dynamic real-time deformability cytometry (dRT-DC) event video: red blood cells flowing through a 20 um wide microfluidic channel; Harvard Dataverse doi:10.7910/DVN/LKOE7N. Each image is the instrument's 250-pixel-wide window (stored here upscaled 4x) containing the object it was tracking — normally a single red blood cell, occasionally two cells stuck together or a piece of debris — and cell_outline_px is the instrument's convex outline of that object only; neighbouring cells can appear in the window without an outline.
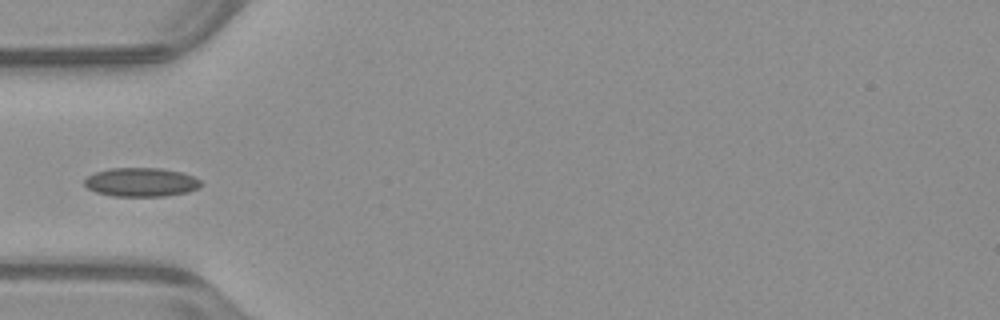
{"species": "common noctule bat (a hibernating species)", "species_latin": "Nyctalus noctula", "temperature_condition": "warm", "stored_images_in_passage": 36, "camera_frame_rate_fps": 3000, "um_per_image_px": 0.085, "animal": {"sex": "male", "body_mass_g": 23.1, "forearm_length_mm": 52.7}, "frame": {"image": 1, "passage_image": 1, "time_ms": 0.0, "image_size_px": [1000, 320], "cell_outline_px": [[204, 184], [200, 188], [188, 192], [164, 196], [112, 196], [96, 192], [88, 188], [84, 184], [84, 180], [88, 176], [96, 172], [108, 168], [160, 168], [180, 172], [192, 176], [200, 180]], "centroid_in_image_um": [12.01, 15.49], "position_along_channel_um": 73.0, "area_um2": 19.65}}
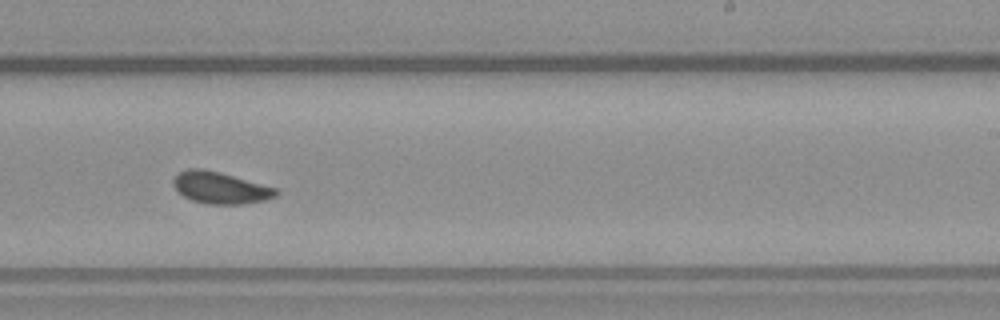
{"frame": {"image": 2, "passage_image": 16, "time_ms": 5.0, "image_size_px": [1000, 320], "cell_outline_px": [[280, 192], [276, 196], [264, 200], [240, 204], [208, 204], [192, 200], [184, 196], [172, 184], [172, 180], [180, 172], [188, 168], [204, 168], [220, 172], [276, 188]], "centroid_in_image_um": [18.72, 15.95], "position_along_channel_um": 270.3, "area_um2": 18.84}}
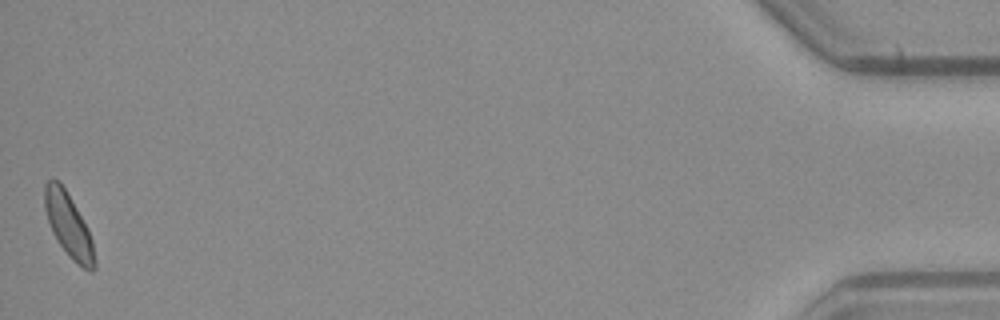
{"frame": {"image": 3, "passage_image": 36, "time_ms": 11.667, "image_size_px": [1000, 320], "cell_outline_px": [[96, 268], [92, 272], [84, 268], [72, 260], [56, 240], [52, 232], [44, 208], [44, 184], [52, 176], [60, 180], [88, 228], [92, 240], [96, 260]], "centroid_in_image_um": [5.82, 19.12], "position_along_channel_um": 429.4, "area_um2": 18.79}}